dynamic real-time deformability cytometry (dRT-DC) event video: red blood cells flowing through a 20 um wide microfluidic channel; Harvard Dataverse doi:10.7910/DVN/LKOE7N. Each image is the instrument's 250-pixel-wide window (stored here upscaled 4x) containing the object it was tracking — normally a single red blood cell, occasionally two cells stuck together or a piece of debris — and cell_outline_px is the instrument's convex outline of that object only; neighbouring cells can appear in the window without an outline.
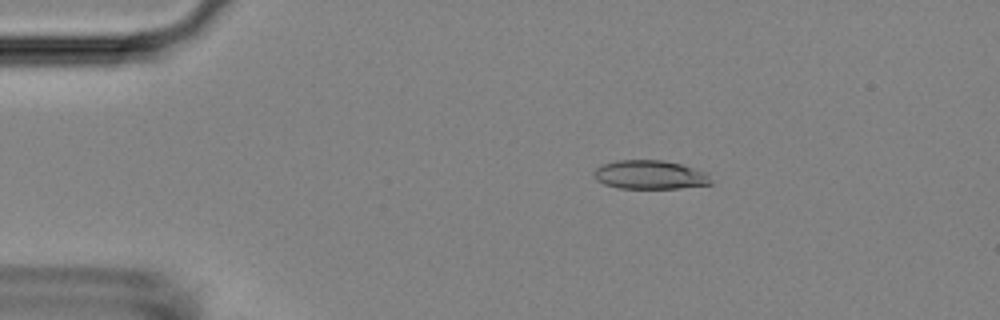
{"species": "Egyptian fruit bat (a non-hibernating species)", "species_latin": "Rousettus aegyptiacus", "temperature_condition": "room temperature", "stored_images_in_passage": 53, "camera_frame_rate_fps": 3000, "um_per_image_px": 0.085, "animal": {"sex": "female"}, "frame": {"image": 1, "passage_image": 10, "time_ms": 3.0, "image_size_px": [1000, 320], "cell_outline_px": [[712, 184], [680, 188], [620, 188], [604, 184], [596, 180], [592, 176], [592, 172], [600, 164], [616, 160], [664, 160], [680, 164], [708, 172], [712, 180]], "centroid_in_image_um": [55.23, 14.85], "position_along_channel_um": 29.8, "area_um2": 19.94}}
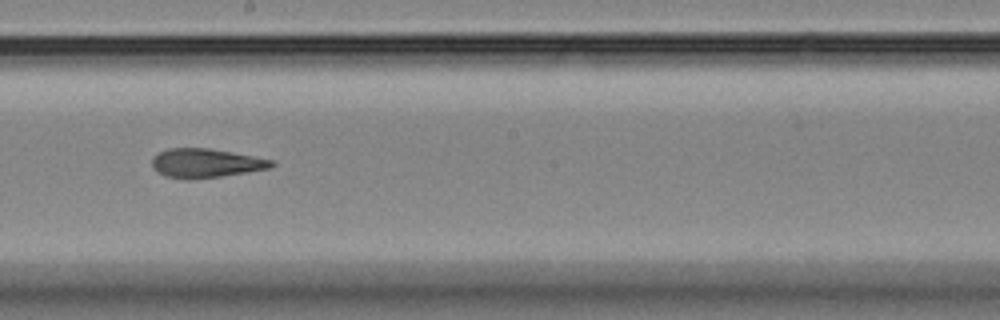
{"frame": {"image": 2, "passage_image": 30, "time_ms": 9.667, "image_size_px": [1000, 320], "cell_outline_px": [[276, 164], [272, 168], [220, 176], [188, 180], [184, 180], [164, 176], [152, 168], [152, 156], [168, 148], [208, 148], [232, 152], [272, 160]], "centroid_in_image_um": [17.45, 13.87], "position_along_channel_um": 230.7, "area_um2": 20.29}}
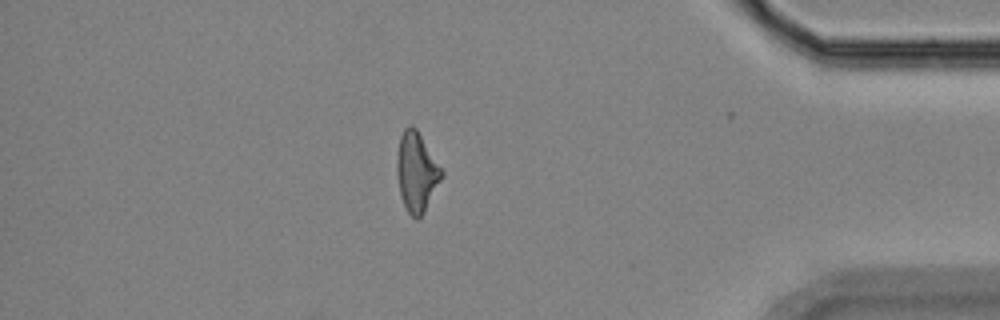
{"frame": {"image": 3, "passage_image": 46, "time_ms": 15.0, "image_size_px": [1000, 320], "cell_outline_px": [[444, 176], [424, 212], [416, 220], [408, 212], [400, 196], [396, 172], [396, 160], [400, 136], [404, 128], [408, 124], [412, 124], [416, 128], [444, 172]], "centroid_in_image_um": [35.4, 14.6], "position_along_channel_um": 399.8, "area_um2": 20.81}}